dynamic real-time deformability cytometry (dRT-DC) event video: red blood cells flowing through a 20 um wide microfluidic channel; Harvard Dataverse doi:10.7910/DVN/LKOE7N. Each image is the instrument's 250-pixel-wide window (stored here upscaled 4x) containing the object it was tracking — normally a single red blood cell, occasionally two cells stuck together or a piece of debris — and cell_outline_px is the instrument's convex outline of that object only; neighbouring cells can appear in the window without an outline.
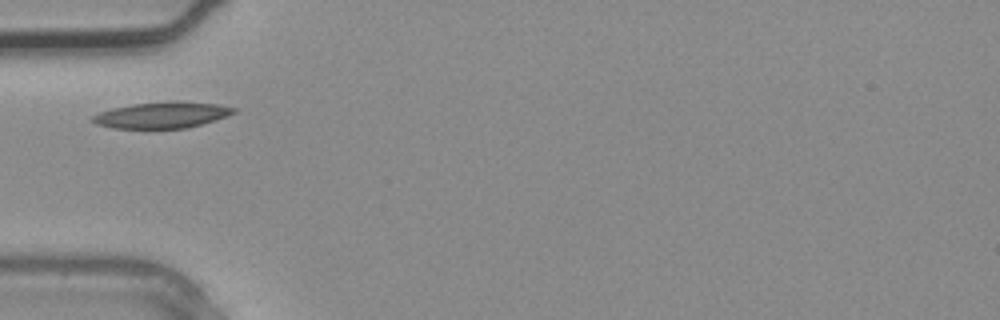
{"species": "common noctule bat (a hibernating species)", "species_latin": "Nyctalus noctula", "temperature_condition": "warm", "stored_images_in_passage": 1, "camera_frame_rate_fps": 3000, "um_per_image_px": 0.085, "animal": {"sex": "male", "body_mass_g": 20.4}, "frame": {"image": 1, "passage_image": 1, "time_ms": 0.0, "image_size_px": [1000, 320], "cell_outline_px": [[240, 108], [236, 112], [228, 116], [188, 128], [112, 128], [96, 124], [92, 120], [92, 116], [100, 112], [112, 108], [132, 104], [176, 100], [216, 104]], "centroid_in_image_um": [13.82, 9.77], "position_along_channel_um": 71.2, "area_um2": 21.68}}